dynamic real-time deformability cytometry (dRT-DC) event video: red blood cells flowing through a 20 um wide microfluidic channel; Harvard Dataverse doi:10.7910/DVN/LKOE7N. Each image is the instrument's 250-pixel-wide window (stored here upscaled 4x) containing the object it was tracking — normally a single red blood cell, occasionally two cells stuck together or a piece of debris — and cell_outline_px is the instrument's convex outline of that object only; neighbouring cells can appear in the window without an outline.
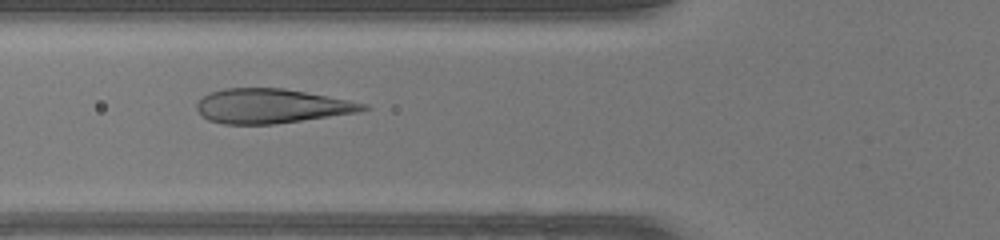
{"species": "human", "species_latin": "Homo sapiens", "temperature_condition": "warm", "stored_images_in_passage": 35, "camera_frame_rate_fps": 3000, "um_per_image_px": 0.085, "donor": {"sex": "female"}, "frame": {"image": 1, "passage_image": 6, "time_ms": 1.667, "image_size_px": [1000, 240], "cell_outline_px": [[372, 108], [360, 112], [272, 124], [224, 124], [208, 120], [196, 108], [196, 104], [208, 92], [224, 88], [284, 88], [348, 100], [368, 104]], "centroid_in_image_um": [23.08, 9.01], "position_along_channel_um": 102.7, "area_um2": 33.23}}
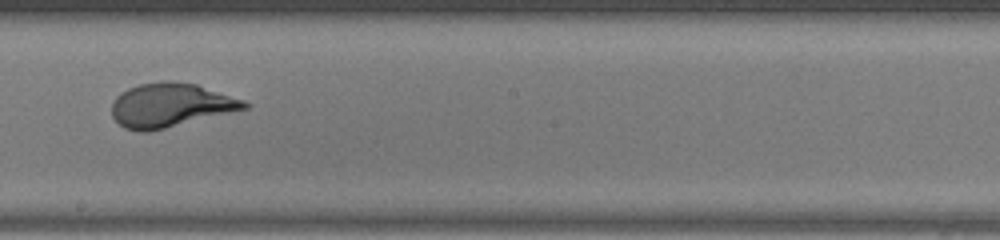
{"frame": {"image": 2, "passage_image": 15, "time_ms": 4.667, "image_size_px": [1000, 240], "cell_outline_px": [[252, 104], [248, 108], [148, 132], [140, 132], [124, 128], [112, 116], [112, 104], [116, 96], [120, 92], [128, 88], [140, 84], [168, 80], [172, 80], [196, 84], [244, 100]], "centroid_in_image_um": [14.48, 8.93], "position_along_channel_um": 233.7, "area_um2": 33.81}}
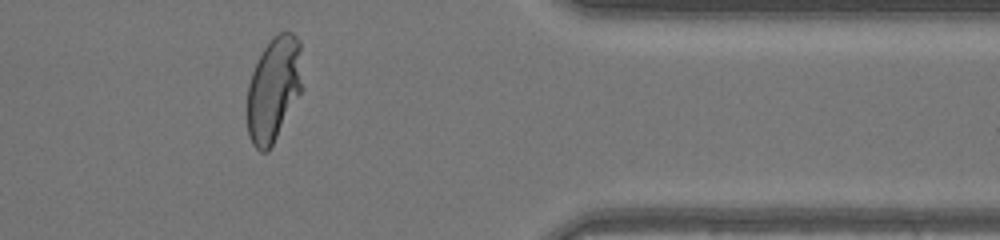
{"frame": {"image": 3, "passage_image": 27, "time_ms": 8.667, "image_size_px": [1000, 240], "cell_outline_px": [[304, 88], [268, 152], [260, 152], [252, 144], [248, 136], [248, 84], [252, 72], [264, 48], [272, 36], [284, 28], [292, 32], [300, 40]], "centroid_in_image_um": [23.31, 7.52], "position_along_channel_um": 388.1, "area_um2": 34.28}, "authors_computed_cell_mechanics": {"area_um2": 34.1598, "velocity_mm_per_s": 4.3745, "shape_relaxation_time_tau1_ms": 4.9017, "shape_relaxation_time_tau2_ms": null, "deformation_change_tau1": 0.2618, "deformation_change_tau2": null}}